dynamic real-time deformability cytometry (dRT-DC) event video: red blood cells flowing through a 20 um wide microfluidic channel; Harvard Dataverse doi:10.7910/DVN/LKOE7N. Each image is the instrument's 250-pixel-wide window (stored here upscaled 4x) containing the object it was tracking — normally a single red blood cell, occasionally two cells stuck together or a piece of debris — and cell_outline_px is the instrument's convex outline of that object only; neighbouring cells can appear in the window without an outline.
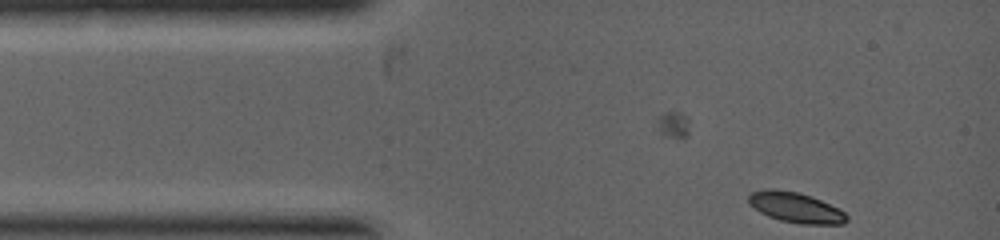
{"species": "common noctule bat (a hibernating species)", "species_latin": "Nyctalus noctula", "temperature_condition": "warm", "stored_images_in_passage": 4, "camera_frame_rate_fps": 5000, "um_per_image_px": 0.085, "animal": {"sex": "female", "body_mass_g": 19.0, "forearm_length_mm": 53.3}, "frame": {"image": 1, "passage_image": 4, "time_ms": 1.4, "image_size_px": [1000, 240], "cell_outline_px": [[848, 220], [844, 224], [800, 224], [780, 220], [768, 216], [760, 212], [748, 204], [748, 196], [752, 192], [764, 188], [776, 188], [796, 192], [812, 196], [840, 208], [848, 216]], "centroid_in_image_um": [67.63, 17.63], "position_along_channel_um": 17.4, "area_um2": 17.63}}